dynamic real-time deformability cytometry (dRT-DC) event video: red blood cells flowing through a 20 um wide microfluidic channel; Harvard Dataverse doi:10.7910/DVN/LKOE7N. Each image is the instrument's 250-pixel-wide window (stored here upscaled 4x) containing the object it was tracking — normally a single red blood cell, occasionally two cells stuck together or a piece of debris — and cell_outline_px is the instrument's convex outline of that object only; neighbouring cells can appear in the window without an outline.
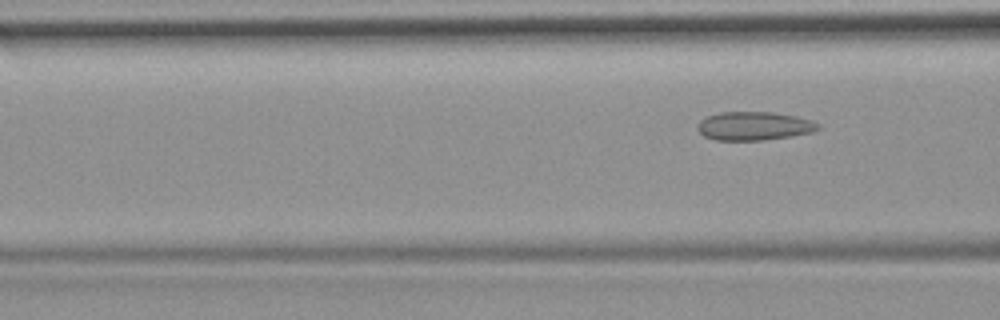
{"species": "common noctule bat (a hibernating species)", "species_latin": "Nyctalus noctula", "temperature_condition": "room temperature", "stored_images_in_passage": 5, "camera_frame_rate_fps": 3000, "um_per_image_px": 0.085, "animal": {"sex": "female", "body_mass_g": 19.9}, "frame": {"image": 1, "passage_image": 5, "time_ms": 5.667, "image_size_px": [1000, 320], "cell_outline_px": [[820, 128], [812, 132], [792, 136], [764, 140], [716, 140], [704, 136], [696, 128], [696, 124], [700, 120], [708, 116], [720, 112], [772, 112], [796, 116], [812, 120], [820, 124]], "centroid_in_image_um": [64.1, 10.71], "position_along_channel_um": 102.5, "area_um2": 20.17}}